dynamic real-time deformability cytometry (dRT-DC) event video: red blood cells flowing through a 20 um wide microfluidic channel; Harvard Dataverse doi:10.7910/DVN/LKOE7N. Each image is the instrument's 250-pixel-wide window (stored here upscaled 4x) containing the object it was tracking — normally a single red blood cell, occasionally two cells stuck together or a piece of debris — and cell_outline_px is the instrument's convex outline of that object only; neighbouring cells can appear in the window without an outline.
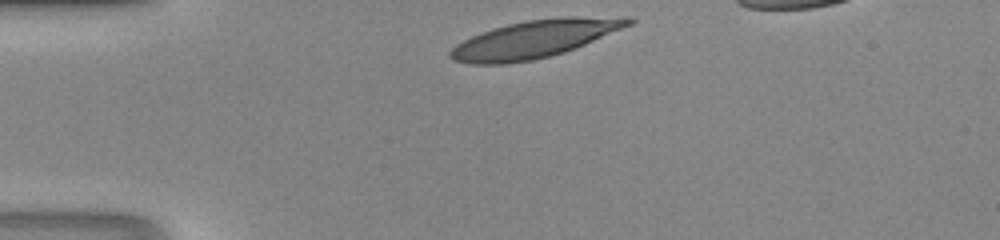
{"species": "human", "species_latin": "Homo sapiens", "temperature_condition": "room temperature", "stored_images_in_passage": 28, "camera_frame_rate_fps": 3000, "um_per_image_px": 0.085, "donor": {"sex": "male"}, "frame": {"image": 1, "passage_image": 1, "time_ms": 0.0, "image_size_px": [1000, 240], "cell_outline_px": [[636, 20], [632, 24], [584, 44], [564, 52], [532, 60], [504, 64], [468, 64], [452, 60], [448, 56], [448, 52], [456, 44], [472, 36], [508, 24], [528, 20], [564, 16], [628, 16]], "centroid_in_image_um": [45.46, 3.31], "position_along_channel_um": 39.5, "area_um2": 38.84}}
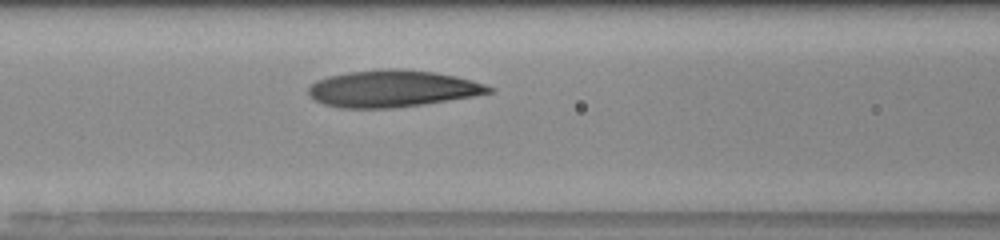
{"frame": {"image": 2, "passage_image": 10, "time_ms": 3.0, "image_size_px": [1000, 240], "cell_outline_px": [[496, 92], [424, 104], [392, 108], [340, 108], [324, 104], [308, 96], [308, 88], [316, 80], [328, 76], [348, 72], [380, 68], [400, 68], [432, 72], [456, 76], [472, 80], [496, 88]], "centroid_in_image_um": [33.35, 7.53], "position_along_channel_um": 133.2, "area_um2": 38.96}}
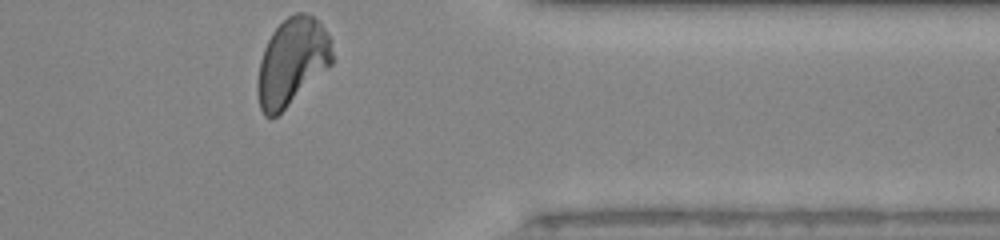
{"frame": {"image": 3, "passage_image": 28, "time_ms": 9.0, "image_size_px": [1000, 240], "cell_outline_px": [[336, 60], [332, 64], [276, 116], [264, 116], [260, 108], [256, 88], [256, 84], [260, 60], [264, 48], [272, 32], [288, 16], [296, 12], [304, 12], [312, 16], [324, 28], [332, 40]], "centroid_in_image_um": [24.84, 5.23], "position_along_channel_um": 386.6, "area_um2": 37.97}}